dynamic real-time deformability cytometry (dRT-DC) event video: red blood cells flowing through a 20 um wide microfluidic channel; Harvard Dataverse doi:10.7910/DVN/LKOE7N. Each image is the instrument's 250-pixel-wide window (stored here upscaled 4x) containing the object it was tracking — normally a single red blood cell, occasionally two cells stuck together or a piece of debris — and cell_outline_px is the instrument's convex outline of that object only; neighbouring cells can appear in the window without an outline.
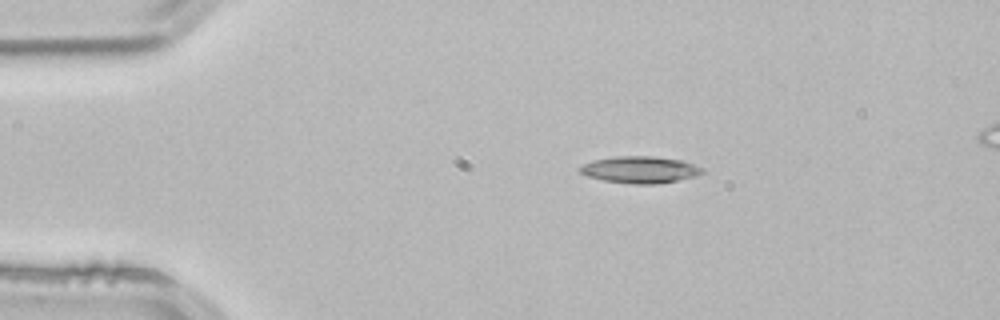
{"species": "common noctule bat (a hibernating species)", "species_latin": "Nyctalus noctula", "temperature_condition": "room temperature", "stored_images_in_passage": 3, "camera_frame_rate_fps": 3000, "um_per_image_px": 0.085, "animal": {"sex": "male", "body_mass_g": 21.5, "forearm_length_mm": 52.0}, "frame": {"image": 1, "passage_image": 1, "time_ms": 0.0, "image_size_px": [1000, 320], "cell_outline_px": [[704, 172], [696, 176], [656, 184], [632, 184], [604, 180], [588, 176], [580, 172], [576, 168], [580, 164], [592, 160], [616, 156], [652, 156], [684, 160], [704, 168]], "centroid_in_image_um": [54.38, 14.41], "position_along_channel_um": 30.6, "area_um2": 19.31}}